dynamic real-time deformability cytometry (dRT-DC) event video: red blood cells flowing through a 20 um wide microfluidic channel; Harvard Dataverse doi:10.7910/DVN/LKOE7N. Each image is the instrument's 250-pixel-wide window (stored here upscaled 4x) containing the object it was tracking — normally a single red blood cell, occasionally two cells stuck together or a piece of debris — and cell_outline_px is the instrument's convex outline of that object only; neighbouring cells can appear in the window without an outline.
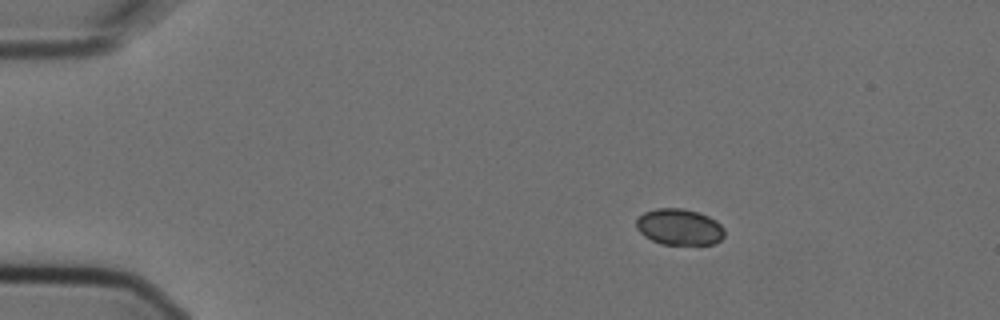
{"species": "Egyptian fruit bat (a non-hibernating species)", "species_latin": "Rousettus aegyptiacus", "temperature_condition": "cold", "stored_images_in_passage": 12, "camera_frame_rate_fps": 3000, "um_per_image_px": 0.085, "animal": {"sex": "female"}, "frame": {"image": 1, "passage_image": 1, "time_ms": 0.0, "image_size_px": [1000, 320], "cell_outline_px": [[724, 236], [716, 244], [660, 244], [644, 236], [636, 228], [636, 220], [644, 212], [656, 208], [684, 208], [700, 212], [716, 220], [724, 228]], "centroid_in_image_um": [57.75, 19.28], "position_along_channel_um": 27.2, "area_um2": 18.79}}
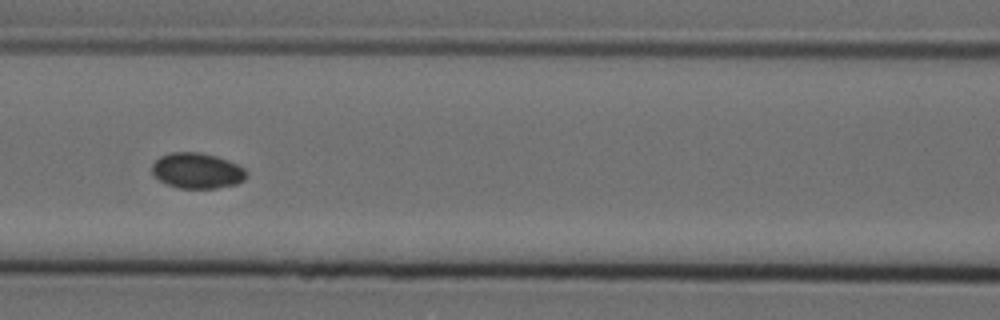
{"frame": {"image": 2, "passage_image": 5, "time_ms": 1.333, "image_size_px": [1000, 320], "cell_outline_px": [[248, 176], [244, 180], [236, 184], [216, 188], [176, 188], [164, 184], [152, 176], [152, 164], [160, 156], [172, 152], [200, 152], [216, 156], [228, 160], [244, 168], [248, 172]], "centroid_in_image_um": [16.73, 14.52], "position_along_channel_um": 149.9, "area_um2": 19.88}}
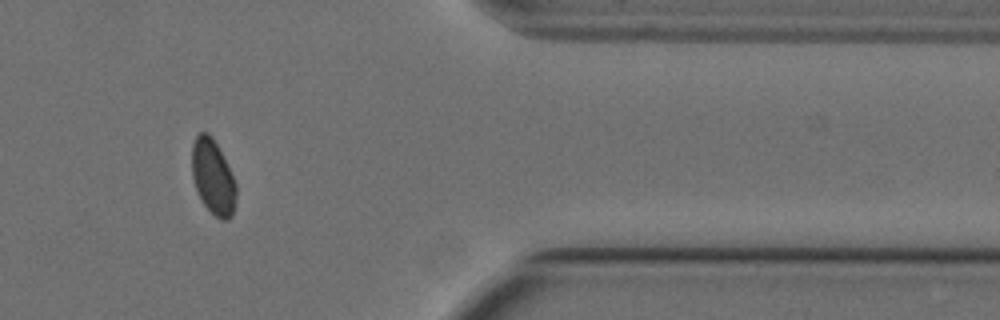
{"frame": {"image": 3, "passage_image": 11, "time_ms": 3.333, "image_size_px": [1000, 320], "cell_outline_px": [[236, 196], [232, 216], [228, 220], [220, 220], [204, 204], [196, 188], [192, 176], [192, 144], [196, 136], [200, 132], [208, 132], [212, 136], [236, 184]], "centroid_in_image_um": [18.09, 15.05], "position_along_channel_um": 393.3, "area_um2": 18.9}}